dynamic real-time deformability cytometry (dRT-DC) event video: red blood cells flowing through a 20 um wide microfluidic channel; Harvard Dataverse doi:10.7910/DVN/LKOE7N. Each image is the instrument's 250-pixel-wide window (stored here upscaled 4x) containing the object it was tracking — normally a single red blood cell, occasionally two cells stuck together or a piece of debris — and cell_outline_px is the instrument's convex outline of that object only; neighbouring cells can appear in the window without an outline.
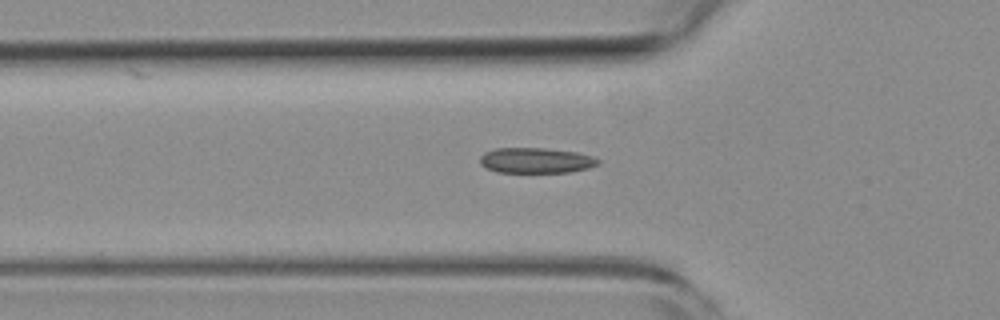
{"species": "common noctule bat (a hibernating species)", "species_latin": "Nyctalus noctula", "temperature_condition": "room temperature", "stored_images_in_passage": 38, "camera_frame_rate_fps": 3000, "um_per_image_px": 0.085, "animal": {"sex": "female", "body_mass_g": 19.3, "forearm_length_mm": 54.1}, "frame": {"image": 1, "passage_image": 5, "time_ms": 1.333, "image_size_px": [1000, 320], "cell_outline_px": [[600, 164], [588, 168], [572, 172], [496, 172], [484, 168], [480, 164], [480, 156], [484, 152], [496, 148], [544, 148], [576, 152], [592, 156], [600, 160]], "centroid_in_image_um": [45.54, 13.64], "position_along_channel_um": 80.3, "area_um2": 17.63}}
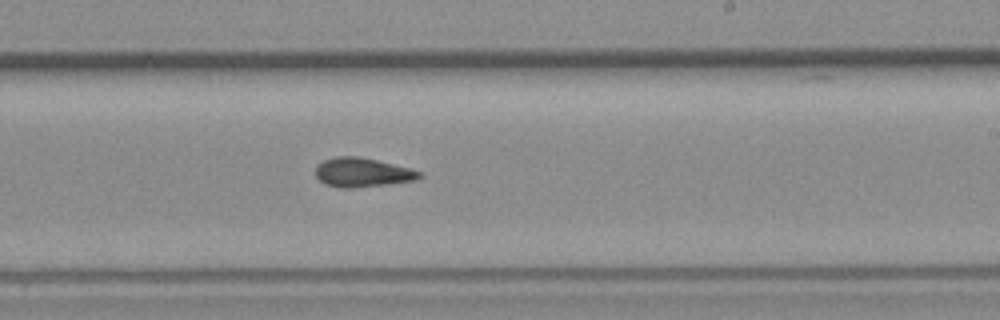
{"frame": {"image": 2, "passage_image": 19, "time_ms": 6.0, "image_size_px": [1000, 320], "cell_outline_px": [[424, 176], [416, 180], [388, 184], [352, 188], [336, 188], [324, 184], [316, 176], [316, 164], [324, 160], [336, 156], [356, 156], [376, 160], [424, 172]], "centroid_in_image_um": [30.79, 14.67], "position_along_channel_um": 258.2, "area_um2": 17.74}}
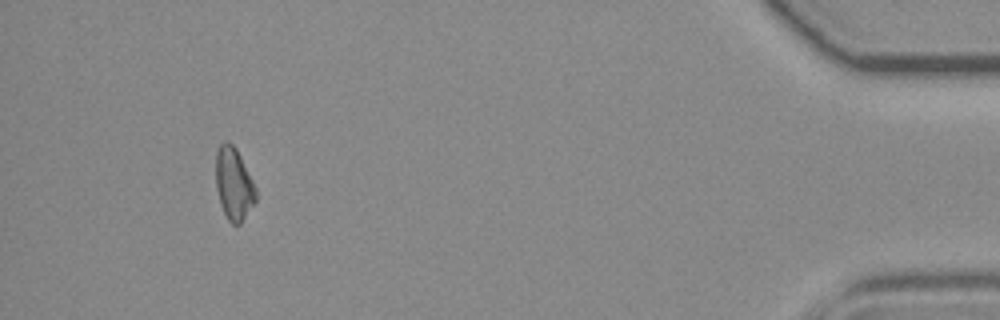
{"frame": {"image": 3, "passage_image": 37, "time_ms": 12.0, "image_size_px": [1000, 320], "cell_outline_px": [[256, 200], [240, 224], [232, 224], [228, 220], [220, 204], [216, 188], [216, 152], [220, 144], [224, 140], [228, 140], [236, 148], [256, 188]], "centroid_in_image_um": [19.85, 15.61], "position_along_channel_um": 415.3, "area_um2": 16.76}}